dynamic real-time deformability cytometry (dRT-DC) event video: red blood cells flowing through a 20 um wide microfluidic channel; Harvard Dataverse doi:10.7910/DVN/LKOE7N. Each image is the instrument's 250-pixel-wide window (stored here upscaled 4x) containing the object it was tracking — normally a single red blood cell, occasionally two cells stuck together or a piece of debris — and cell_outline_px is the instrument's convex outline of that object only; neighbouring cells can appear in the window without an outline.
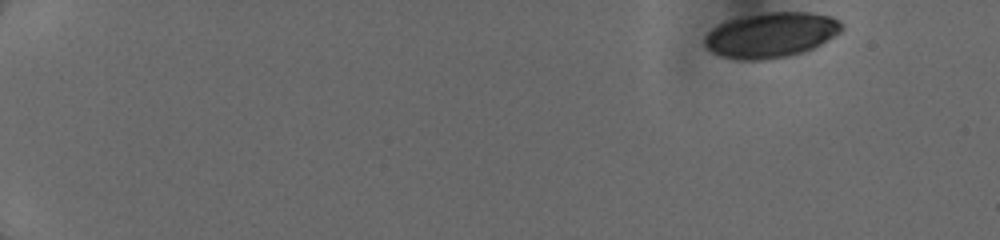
{"species": "human", "species_latin": "Homo sapiens", "temperature_condition": "cold", "stored_images_in_passage": 13, "camera_frame_rate_fps": 3000, "um_per_image_px": 0.085, "donor": {"sex": "female"}, "frame": {"image": 1, "passage_image": 1, "time_ms": 0.0, "image_size_px": [1000, 240], "cell_outline_px": [[844, 28], [840, 32], [820, 44], [812, 48], [800, 52], [784, 56], [760, 60], [744, 60], [724, 56], [712, 52], [704, 44], [704, 36], [712, 28], [728, 20], [768, 12], [808, 12], [832, 16]], "centroid_in_image_um": [65.52, 2.96], "position_along_channel_um": 19.5, "area_um2": 35.37}}
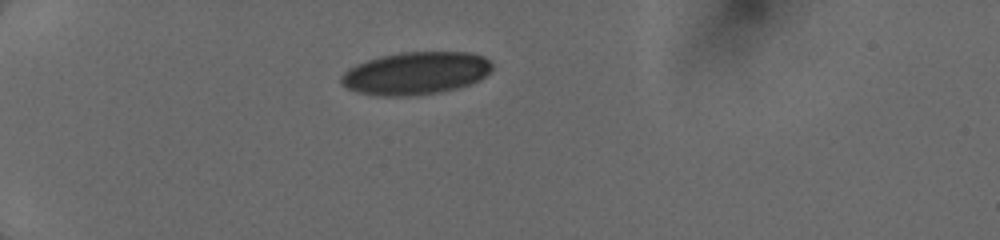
{"frame": {"image": 2, "passage_image": 6, "time_ms": 3.667, "image_size_px": [1000, 240], "cell_outline_px": [[492, 68], [480, 80], [456, 88], [416, 96], [376, 96], [360, 92], [348, 88], [340, 84], [340, 76], [348, 68], [356, 64], [380, 56], [400, 52], [468, 52], [484, 56], [492, 64]], "centroid_in_image_um": [35.3, 6.22], "position_along_channel_um": 49.7, "area_um2": 37.51}}
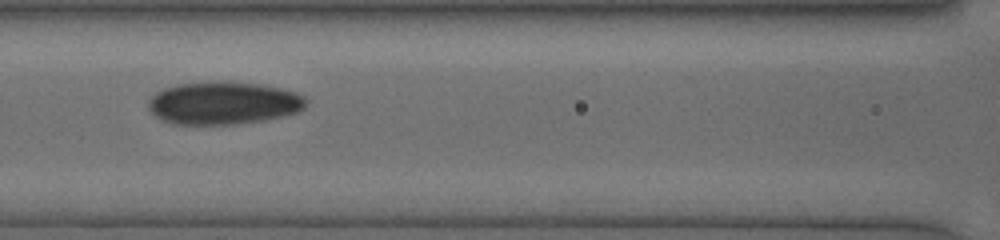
{"frame": {"image": 3, "passage_image": 12, "time_ms": 7.0, "image_size_px": [1000, 240], "cell_outline_px": [[308, 100], [304, 108], [300, 112], [264, 120], [236, 124], [172, 124], [160, 120], [148, 108], [148, 100], [156, 92], [164, 88], [176, 84], [208, 80], [228, 80], [260, 84], [280, 88], [296, 92], [304, 96]], "centroid_in_image_um": [18.99, 8.73], "position_along_channel_um": 147.6, "area_um2": 40.06}}